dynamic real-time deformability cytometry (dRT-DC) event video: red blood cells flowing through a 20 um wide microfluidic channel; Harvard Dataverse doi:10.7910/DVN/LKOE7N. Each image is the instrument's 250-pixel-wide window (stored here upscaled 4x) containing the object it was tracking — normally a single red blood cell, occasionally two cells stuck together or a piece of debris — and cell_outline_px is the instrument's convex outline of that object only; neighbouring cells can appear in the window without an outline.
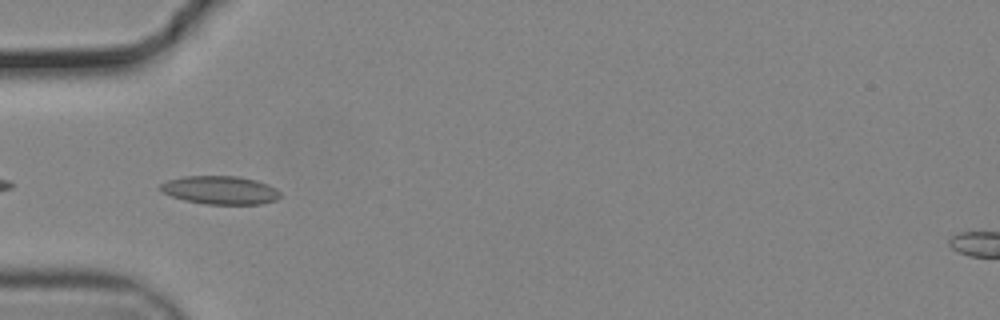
{"species": "common noctule bat (a hibernating species)", "species_latin": "Nyctalus noctula", "temperature_condition": "cold", "stored_images_in_passage": 8, "camera_frame_rate_fps": 3000, "um_per_image_px": 0.085, "animal": {"sex": "male", "body_mass_g": 19.2, "forearm_length_mm": 51.8}, "frame": {"image": 1, "passage_image": 2, "time_ms": 0.333, "image_size_px": [1000, 320], "cell_outline_px": [[280, 196], [276, 200], [264, 204], [204, 204], [184, 200], [172, 196], [156, 188], [160, 184], [168, 180], [184, 176], [236, 176], [256, 180], [268, 184], [276, 188], [280, 192]], "centroid_in_image_um": [18.72, 16.16], "position_along_channel_um": 66.3, "area_um2": 19.88}}
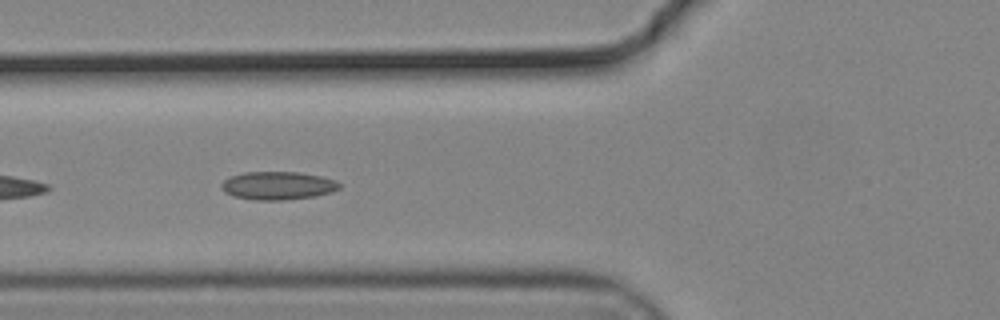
{"frame": {"image": 2, "passage_image": 5, "time_ms": 1.333, "image_size_px": [1000, 320], "cell_outline_px": [[340, 188], [332, 192], [316, 196], [284, 200], [256, 200], [236, 196], [224, 192], [220, 184], [228, 176], [244, 172], [300, 172], [320, 176], [336, 180], [340, 184]], "centroid_in_image_um": [23.62, 15.77], "position_along_channel_um": 102.2, "area_um2": 19.42}}